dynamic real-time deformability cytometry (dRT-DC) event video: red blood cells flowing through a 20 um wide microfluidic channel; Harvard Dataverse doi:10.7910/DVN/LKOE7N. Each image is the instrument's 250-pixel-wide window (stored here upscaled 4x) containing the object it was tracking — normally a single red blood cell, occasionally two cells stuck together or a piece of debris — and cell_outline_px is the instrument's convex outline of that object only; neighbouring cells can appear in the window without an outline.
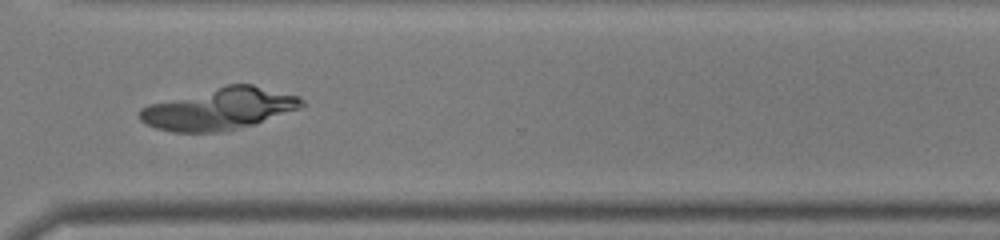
{"species": "common noctule bat (a hibernating species)", "species_latin": "Nyctalus noctula", "temperature_condition": "warm", "stored_images_in_passage": 46, "camera_frame_rate_fps": 3000, "um_per_image_px": 0.085, "animal": {"sex": "male", "body_mass_g": 19.0, "forearm_length_mm": 50.8}, "frame": {"image": 1, "passage_image": 37, "time_ms": 12.0, "image_size_px": [1000, 240], "cell_outline_px": [[304, 104], [300, 108], [252, 124], [236, 128], [216, 132], [172, 132], [156, 128], [140, 120], [140, 108], [148, 104], [228, 84], [252, 84], [300, 96], [304, 100]], "centroid_in_image_um": [18.64, 9.24], "position_along_channel_um": 352.0, "area_um2": 38.9}}
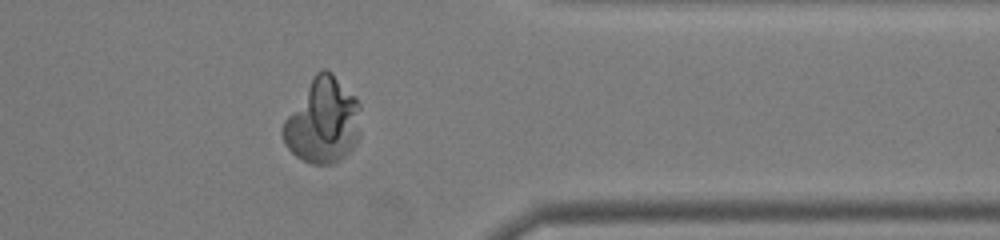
{"frame": {"image": 2, "passage_image": 40, "time_ms": 13.0, "image_size_px": [1000, 240], "cell_outline_px": [[360, 136], [352, 148], [344, 156], [332, 164], [312, 164], [296, 156], [284, 144], [284, 120], [316, 72], [324, 68], [332, 72], [356, 96], [360, 104]], "centroid_in_image_um": [27.48, 10.27], "position_along_channel_um": 383.9, "area_um2": 38.32}}